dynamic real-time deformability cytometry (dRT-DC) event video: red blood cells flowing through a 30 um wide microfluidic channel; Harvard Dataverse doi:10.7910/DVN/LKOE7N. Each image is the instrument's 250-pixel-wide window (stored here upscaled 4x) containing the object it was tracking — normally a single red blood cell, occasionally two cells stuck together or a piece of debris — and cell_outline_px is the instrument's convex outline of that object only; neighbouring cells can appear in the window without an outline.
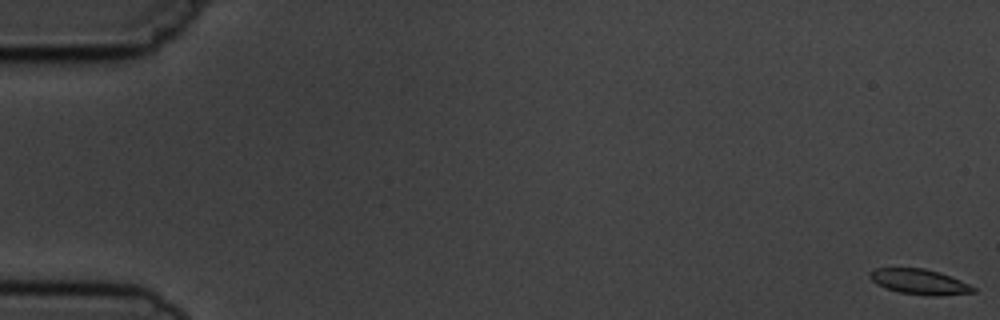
{"species": "common noctule bat (a hibernating species)", "species_latin": "Nyctalus noctula", "temperature_condition": "cold", "stored_images_in_passage": 4, "camera_frame_rate_fps": 3000, "um_per_image_px": 0.085, "animal": {"sex": "male", "body_mass_g": 19.5, "forearm_length_mm": 54.6}, "frame": {"image": 1, "passage_image": 1, "time_ms": 0.0, "image_size_px": [1000, 320], "cell_outline_px": [[976, 292], [940, 296], [932, 296], [900, 292], [884, 288], [876, 284], [868, 276], [868, 272], [876, 268], [924, 268], [940, 272], [960, 280], [976, 288]], "centroid_in_image_um": [78.14, 23.95], "position_along_channel_um": 6.9, "area_um2": 15.32}}
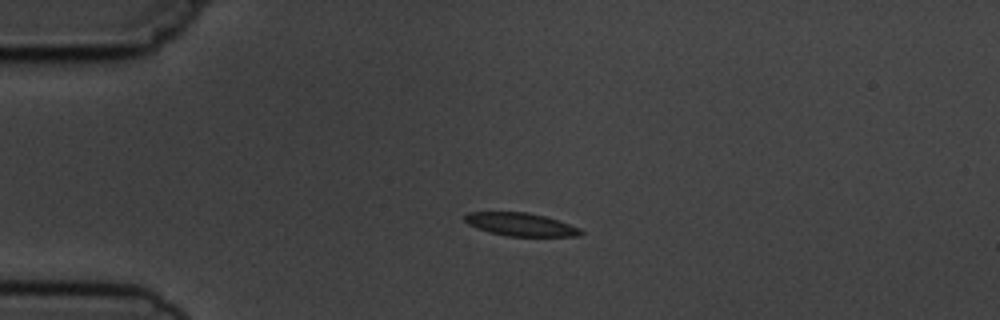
{"frame": {"image": 2, "passage_image": 4, "time_ms": 4.333, "image_size_px": [1000, 320], "cell_outline_px": [[584, 232], [580, 236], [508, 236], [488, 232], [468, 224], [464, 220], [464, 216], [468, 212], [528, 212], [544, 216], [580, 228]], "centroid_in_image_um": [44.24, 19.08], "position_along_channel_um": 40.8, "area_um2": 15.49}}